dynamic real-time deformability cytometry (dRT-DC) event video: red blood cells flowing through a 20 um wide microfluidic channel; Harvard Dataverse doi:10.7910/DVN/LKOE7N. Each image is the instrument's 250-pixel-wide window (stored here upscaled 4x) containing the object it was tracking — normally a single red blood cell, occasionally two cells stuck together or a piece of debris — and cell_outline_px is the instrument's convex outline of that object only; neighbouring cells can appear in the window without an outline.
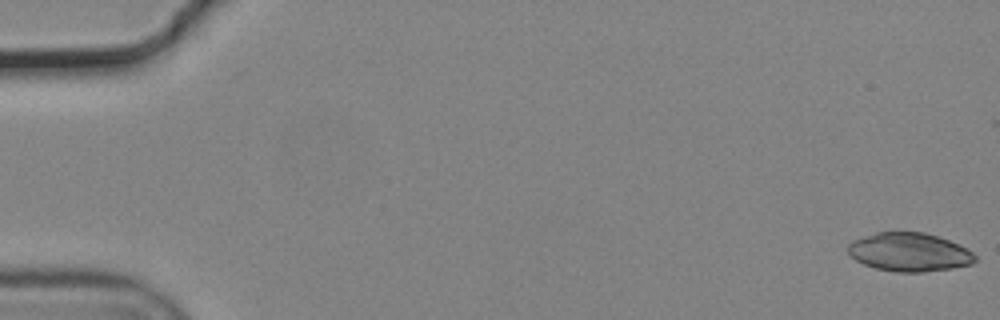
{"species": "common noctule bat (a hibernating species)", "species_latin": "Nyctalus noctula", "temperature_condition": "cold", "stored_images_in_passage": 46, "camera_frame_rate_fps": 3000, "um_per_image_px": 0.085, "animal": {"sex": "male", "body_mass_g": 19.2, "forearm_length_mm": 51.8}, "frame": {"image": 1, "passage_image": 1, "time_ms": 0.0, "image_size_px": [1000, 320], "cell_outline_px": [[976, 260], [972, 264], [952, 268], [924, 272], [896, 272], [876, 268], [864, 264], [856, 260], [848, 252], [848, 244], [852, 240], [876, 232], [924, 232], [960, 244], [972, 252], [976, 256]], "centroid_in_image_um": [77.3, 21.43], "position_along_channel_um": 7.7, "area_um2": 28.55}}